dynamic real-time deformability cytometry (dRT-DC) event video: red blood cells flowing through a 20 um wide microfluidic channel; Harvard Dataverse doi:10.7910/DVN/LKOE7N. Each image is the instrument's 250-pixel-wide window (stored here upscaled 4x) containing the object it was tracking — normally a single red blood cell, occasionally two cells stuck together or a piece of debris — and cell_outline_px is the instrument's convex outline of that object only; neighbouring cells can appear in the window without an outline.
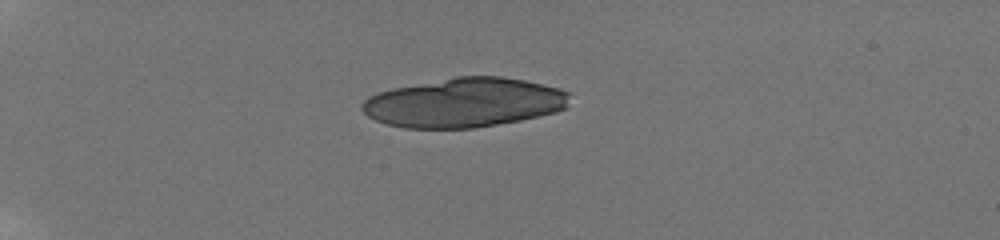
{"species": "human", "species_latin": "Homo sapiens", "temperature_condition": "room temperature", "stored_images_in_passage": 14, "camera_frame_rate_fps": 3000, "um_per_image_px": 0.085, "donor": {"sex": "male"}, "frame": {"image": 1, "passage_image": 1, "time_ms": 0.0, "image_size_px": [1000, 240], "cell_outline_px": [[572, 92], [564, 108], [556, 112], [520, 120], [472, 128], [404, 128], [388, 124], [376, 120], [368, 116], [360, 108], [360, 104], [368, 96], [376, 92], [392, 88], [456, 76], [500, 76], [524, 80], [560, 88]], "centroid_in_image_um": [39.44, 8.71], "position_along_channel_um": 45.6, "area_um2": 59.77}}